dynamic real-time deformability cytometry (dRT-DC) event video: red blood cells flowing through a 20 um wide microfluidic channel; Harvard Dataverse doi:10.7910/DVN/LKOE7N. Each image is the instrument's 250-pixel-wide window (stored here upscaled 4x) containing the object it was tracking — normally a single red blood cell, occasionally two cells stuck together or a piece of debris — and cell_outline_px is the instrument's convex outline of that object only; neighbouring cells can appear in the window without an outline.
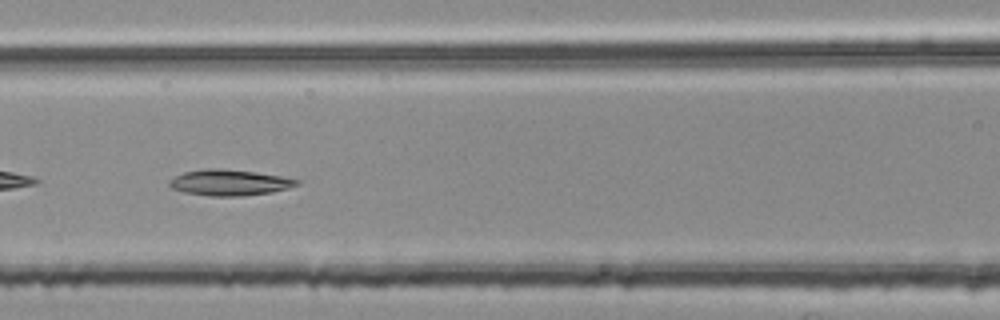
{"species": "common noctule bat (a hibernating species)", "species_latin": "Nyctalus noctula", "temperature_condition": "room temperature", "stored_images_in_passage": 49, "camera_frame_rate_fps": 3000, "um_per_image_px": 0.085, "animal": {"sex": "female", "body_mass_g": 25.1}, "frame": {"image": 1, "passage_image": 20, "time_ms": 6.333, "image_size_px": [1000, 320], "cell_outline_px": [[300, 184], [288, 188], [272, 192], [244, 196], [208, 196], [184, 192], [172, 188], [168, 184], [168, 180], [184, 172], [208, 168], [220, 168], [252, 172], [280, 176], [300, 180]], "centroid_in_image_um": [19.49, 15.52], "position_along_channel_um": 147.1, "area_um2": 19.19}}
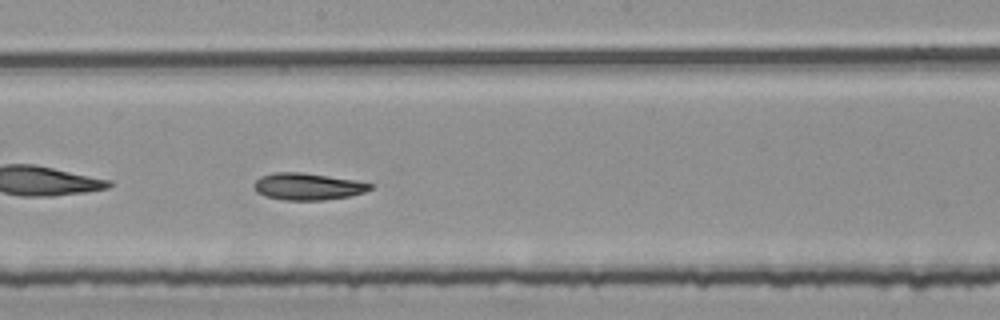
{"frame": {"image": 2, "passage_image": 26, "time_ms": 8.333, "image_size_px": [1000, 320], "cell_outline_px": [[376, 184], [372, 188], [364, 192], [348, 196], [324, 200], [284, 200], [264, 196], [256, 192], [252, 184], [260, 176], [272, 172], [300, 172], [356, 180]], "centroid_in_image_um": [26.13, 15.85], "position_along_channel_um": 222.1, "area_um2": 18.38}}
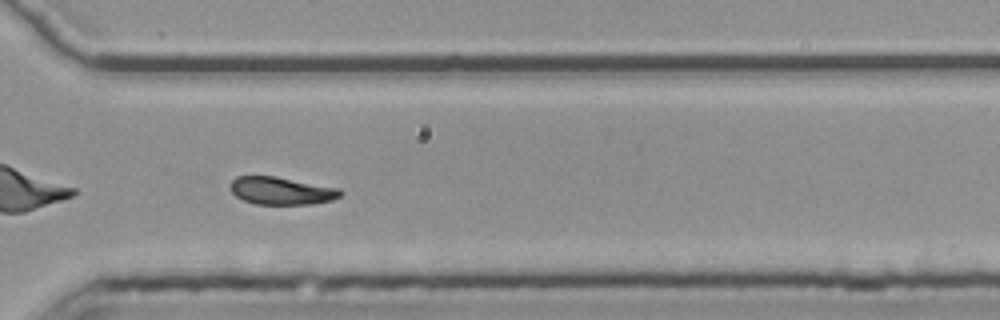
{"frame": {"image": 3, "passage_image": 36, "time_ms": 11.667, "image_size_px": [1000, 320], "cell_outline_px": [[344, 192], [340, 196], [332, 200], [312, 204], [256, 204], [244, 200], [236, 196], [228, 188], [228, 184], [236, 176], [276, 176], [340, 188]], "centroid_in_image_um": [23.91, 16.21], "position_along_channel_um": 346.7, "area_um2": 17.92}, "authors_computed_cell_mechanics": {"area_um2": 18.6694, "velocity_mm_per_s": 3.7479, "shape_relaxation_time_tau1_ms": null, "shape_relaxation_time_tau2_ms": 6.5704, "deformation_change_tau1": null, "deformation_change_tau2": 0.1323}}